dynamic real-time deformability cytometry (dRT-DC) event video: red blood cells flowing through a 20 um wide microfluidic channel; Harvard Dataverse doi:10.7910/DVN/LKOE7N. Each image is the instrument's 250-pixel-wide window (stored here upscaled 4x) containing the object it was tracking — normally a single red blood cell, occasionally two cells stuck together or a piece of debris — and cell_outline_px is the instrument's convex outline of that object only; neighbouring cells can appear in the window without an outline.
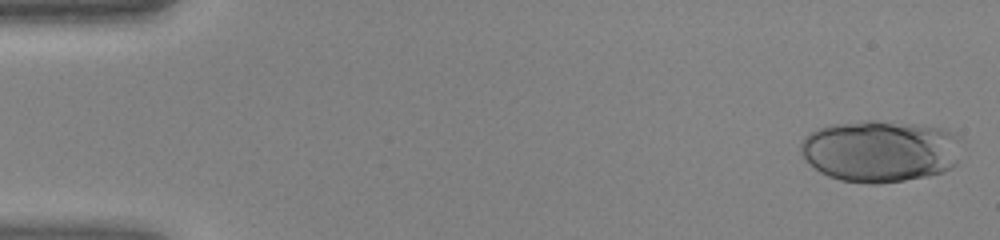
{"species": "human", "species_latin": "Homo sapiens", "temperature_condition": "warm", "stored_images_in_passage": 44, "camera_frame_rate_fps": 3000, "um_per_image_px": 0.085, "donor": {"sex": "female"}, "frame": {"image": 1, "passage_image": 1, "time_ms": 0.0, "image_size_px": [1000, 240], "cell_outline_px": [[964, 140], [956, 164], [952, 168], [944, 172], [928, 176], [904, 180], [876, 184], [868, 184], [840, 180], [828, 176], [820, 172], [800, 152], [800, 140], [804, 136], [828, 124], [864, 120], [876, 120], [948, 128], [956, 132]], "centroid_in_image_um": [74.89, 12.82], "position_along_channel_um": 10.1, "area_um2": 59.01}}
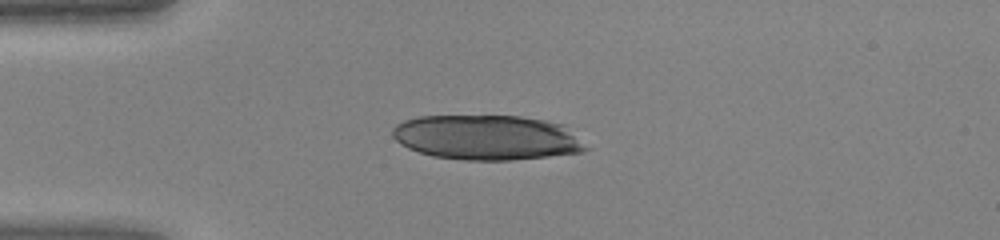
{"frame": {"image": 2, "passage_image": 11, "time_ms": 3.333, "image_size_px": [1000, 240], "cell_outline_px": [[588, 148], [584, 152], [512, 160], [464, 160], [432, 156], [408, 148], [400, 144], [392, 136], [392, 128], [396, 124], [404, 120], [416, 116], [520, 116], [544, 120], [564, 124]], "centroid_in_image_um": [41.35, 11.68], "position_along_channel_um": 43.6, "area_um2": 50.63}}
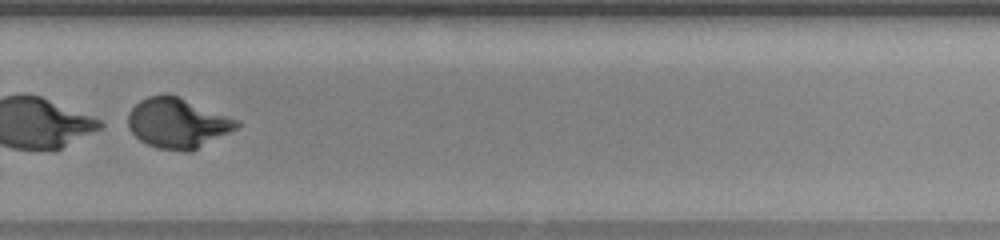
{"frame": {"image": 3, "passage_image": 31, "time_ms": 10.0, "image_size_px": [1000, 240], "cell_outline_px": [[240, 124], [236, 128], [192, 152], [188, 152], [156, 148], [140, 140], [128, 128], [128, 112], [140, 100], [148, 96], [176, 96], [240, 120]], "centroid_in_image_um": [15.08, 10.49], "position_along_channel_um": 314.7, "area_um2": 31.27}}